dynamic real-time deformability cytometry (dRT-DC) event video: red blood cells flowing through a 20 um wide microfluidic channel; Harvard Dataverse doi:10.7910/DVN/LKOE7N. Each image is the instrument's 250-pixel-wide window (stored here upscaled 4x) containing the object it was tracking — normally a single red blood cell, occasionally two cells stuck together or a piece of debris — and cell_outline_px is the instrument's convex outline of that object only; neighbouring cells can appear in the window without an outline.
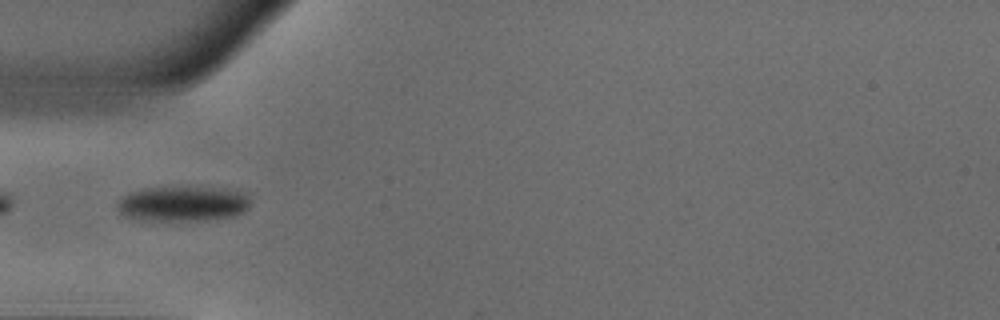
{"species": "common noctule bat (a hibernating species)", "species_latin": "Nyctalus noctula", "temperature_condition": "warm", "stored_images_in_passage": 33, "camera_frame_rate_fps": 3000, "um_per_image_px": 0.085, "animal": {"sex": "male", "body_mass_g": 18.8}, "frame": {"image": 1, "passage_image": 4, "time_ms": 1.0, "image_size_px": [1000, 320], "cell_outline_px": [[248, 208], [232, 216], [204, 220], [148, 220], [124, 216], [120, 212], [120, 200], [124, 196], [132, 192], [148, 188], [224, 188], [248, 192]], "centroid_in_image_um": [15.6, 17.31], "position_along_channel_um": 69.4, "area_um2": 26.53}}
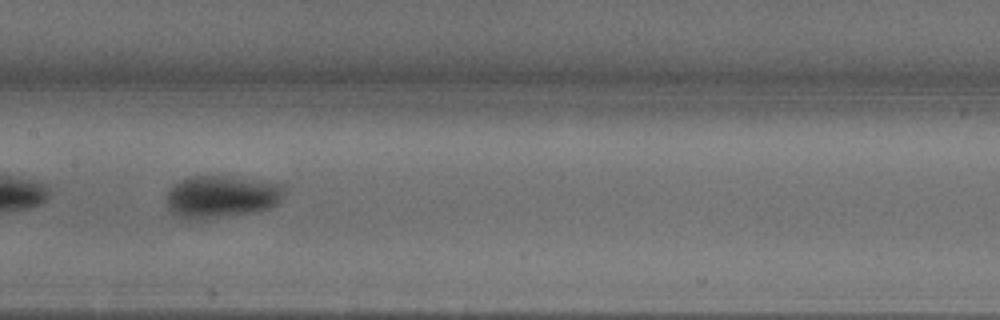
{"frame": {"image": 2, "passage_image": 13, "time_ms": 4.0, "image_size_px": [1000, 320], "cell_outline_px": [[288, 188], [280, 200], [272, 208], [256, 212], [188, 220], [184, 220], [176, 216], [168, 208], [168, 192], [180, 180], [188, 176], [228, 176], [284, 184]], "centroid_in_image_um": [18.87, 16.71], "position_along_channel_um": 188.5, "area_um2": 29.13}}
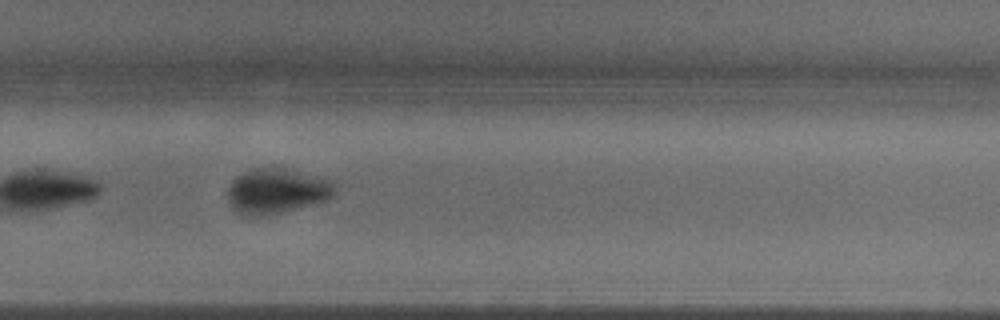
{"frame": {"image": 3, "passage_image": 22, "time_ms": 7.0, "image_size_px": [1000, 320], "cell_outline_px": [[336, 188], [332, 196], [328, 200], [264, 216], [244, 216], [232, 208], [228, 200], [228, 188], [232, 180], [236, 176], [252, 168], [288, 168], [336, 180]], "centroid_in_image_um": [23.55, 16.22], "position_along_channel_um": 306.2, "area_um2": 28.55}, "authors_computed_cell_mechanics": {"area_um2": 28.5532, "velocity_mm_per_s": 3.9412, "shape_relaxation_time_tau1_ms": 2.9126, "shape_relaxation_time_tau2_ms": null, "deformation_change_tau1": 0.1563, "deformation_change_tau2": null}}